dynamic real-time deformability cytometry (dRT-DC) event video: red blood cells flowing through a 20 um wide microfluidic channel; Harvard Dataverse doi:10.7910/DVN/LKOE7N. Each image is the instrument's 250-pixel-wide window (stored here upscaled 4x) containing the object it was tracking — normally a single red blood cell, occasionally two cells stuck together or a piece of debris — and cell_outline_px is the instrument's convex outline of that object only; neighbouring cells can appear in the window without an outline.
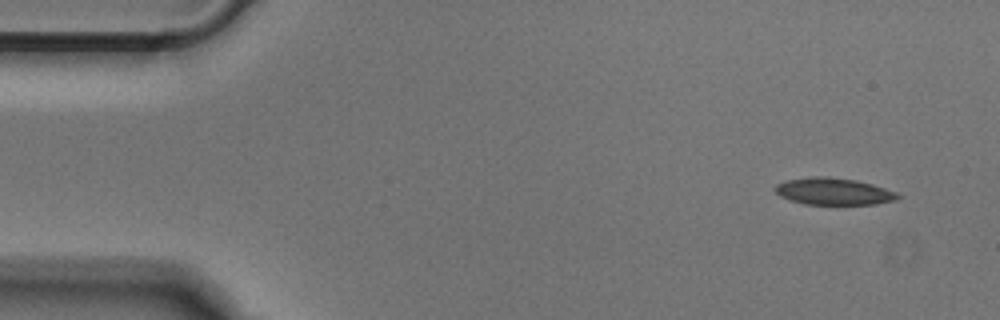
{"species": "Egyptian fruit bat (a non-hibernating species)", "species_latin": "Rousettus aegyptiacus", "temperature_condition": "cold", "stored_images_in_passage": 48, "camera_frame_rate_fps": 3000, "um_per_image_px": 0.085, "animal": {"sex": "male"}, "frame": {"image": 1, "passage_image": 1, "time_ms": 0.0, "image_size_px": [1000, 320], "cell_outline_px": [[904, 196], [896, 200], [876, 204], [804, 204], [788, 200], [780, 196], [776, 192], [776, 184], [784, 180], [816, 176], [824, 176], [856, 180], [872, 184], [896, 192]], "centroid_in_image_um": [70.86, 16.27], "position_along_channel_um": 14.1, "area_um2": 19.31}}
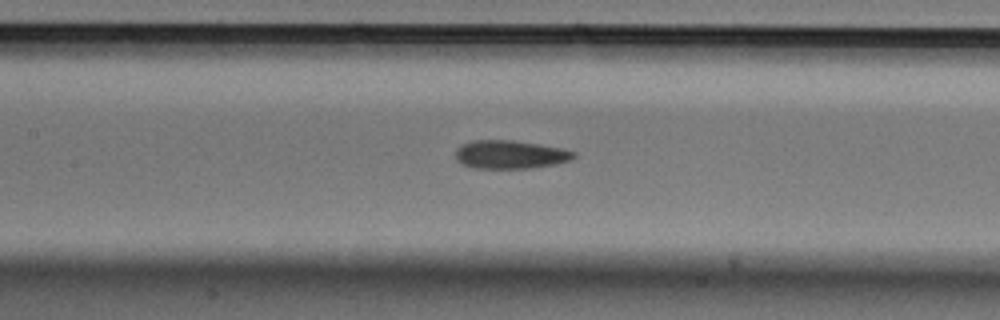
{"frame": {"image": 2, "passage_image": 20, "time_ms": 6.333, "image_size_px": [1000, 320], "cell_outline_px": [[576, 156], [572, 160], [556, 164], [532, 168], [472, 168], [456, 160], [456, 148], [460, 144], [472, 140], [512, 140], [564, 148], [576, 152]], "centroid_in_image_um": [43.38, 13.13], "position_along_channel_um": 164.0, "area_um2": 19.77}}
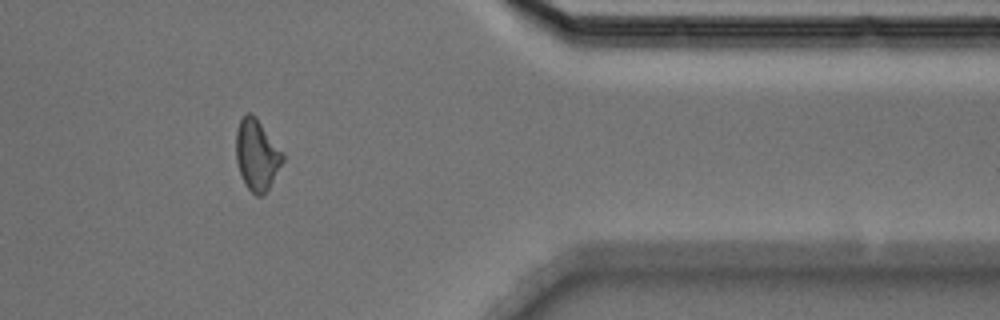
{"frame": {"image": 3, "passage_image": 39, "time_ms": 12.667, "image_size_px": [1000, 320], "cell_outline_px": [[284, 160], [268, 188], [260, 196], [256, 196], [248, 188], [240, 172], [236, 160], [236, 128], [240, 120], [248, 112], [252, 112], [256, 116], [284, 152]], "centroid_in_image_um": [21.84, 13.11], "position_along_channel_um": 389.6, "area_um2": 19.25}}